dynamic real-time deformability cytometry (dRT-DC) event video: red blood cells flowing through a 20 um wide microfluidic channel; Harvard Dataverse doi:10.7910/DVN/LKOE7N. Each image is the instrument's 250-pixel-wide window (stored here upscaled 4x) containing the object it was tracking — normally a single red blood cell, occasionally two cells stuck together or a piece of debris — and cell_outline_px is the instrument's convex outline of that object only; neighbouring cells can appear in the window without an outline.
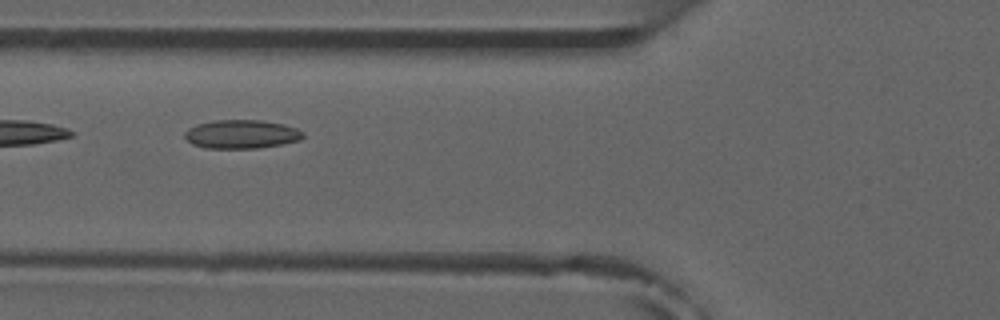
{"species": "common noctule bat (a hibernating species)", "species_latin": "Nyctalus noctula", "temperature_condition": "room temperature", "stored_images_in_passage": 8, "camera_frame_rate_fps": 3000, "um_per_image_px": 0.085, "animal": {"sex": "male", "forearm_length_mm": 52.5}, "frame": {"image": 1, "passage_image": 5, "time_ms": 5.667, "image_size_px": [1000, 320], "cell_outline_px": [[304, 136], [300, 140], [284, 144], [256, 148], [204, 148], [192, 144], [184, 136], [184, 132], [188, 128], [196, 124], [212, 120], [260, 120], [284, 124], [296, 128], [304, 132]], "centroid_in_image_um": [20.52, 11.4], "position_along_channel_um": 105.3, "area_um2": 19.94}}
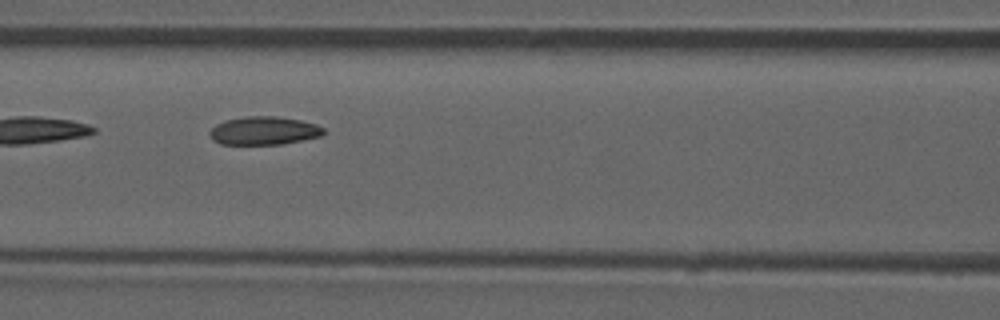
{"frame": {"image": 2, "passage_image": 6, "time_ms": 6.667, "image_size_px": [1000, 320], "cell_outline_px": [[324, 132], [320, 136], [280, 144], [220, 144], [212, 140], [208, 132], [216, 124], [224, 120], [244, 116], [276, 116], [300, 120], [316, 124], [324, 128]], "centroid_in_image_um": [22.38, 11.1], "position_along_channel_um": 144.2, "area_um2": 18.73}}